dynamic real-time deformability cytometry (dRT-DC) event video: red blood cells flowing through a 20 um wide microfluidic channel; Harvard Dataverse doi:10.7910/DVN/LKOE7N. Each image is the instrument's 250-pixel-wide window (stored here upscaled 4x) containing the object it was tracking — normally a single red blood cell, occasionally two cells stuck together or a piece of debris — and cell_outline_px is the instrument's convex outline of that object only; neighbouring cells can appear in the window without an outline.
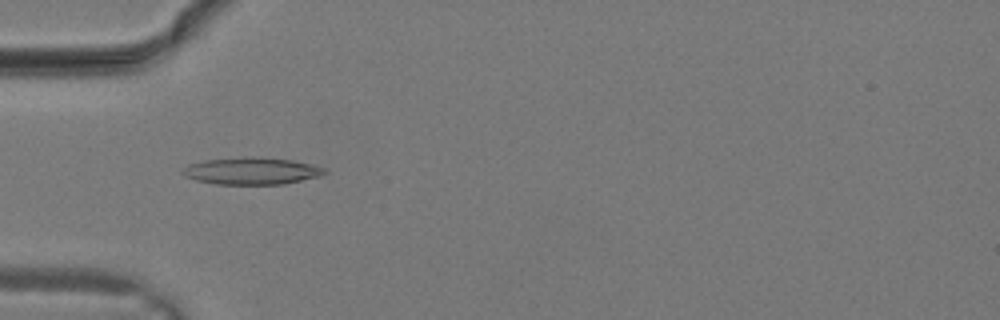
{"species": "common noctule bat (a hibernating species)", "species_latin": "Nyctalus noctula", "temperature_condition": "warm", "stored_images_in_passage": 15, "camera_frame_rate_fps": 3000, "um_per_image_px": 0.085, "animal": {"sex": "male", "body_mass_g": 19.2, "forearm_length_mm": 51.8}, "frame": {"image": 1, "passage_image": 8, "time_ms": 2.333, "image_size_px": [1000, 320], "cell_outline_px": [[328, 172], [324, 176], [284, 184], [216, 184], [196, 180], [184, 176], [180, 172], [188, 164], [204, 160], [244, 156], [256, 156], [292, 160], [324, 168]], "centroid_in_image_um": [21.39, 14.52], "position_along_channel_um": 63.6, "area_um2": 22.66}}
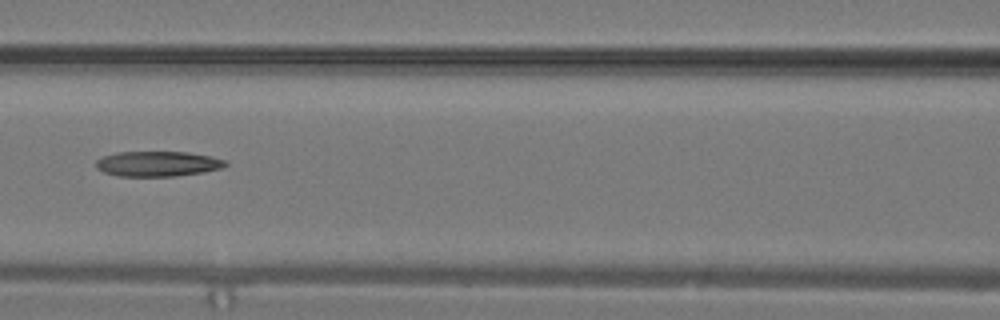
{"frame": {"image": 2, "passage_image": 12, "time_ms": 3.667, "image_size_px": [1000, 320], "cell_outline_px": [[228, 164], [220, 168], [204, 172], [176, 176], [116, 176], [104, 172], [96, 168], [96, 160], [104, 156], [116, 152], [188, 152], [228, 160]], "centroid_in_image_um": [13.4, 13.92], "position_along_channel_um": 153.2, "area_um2": 19.02}}
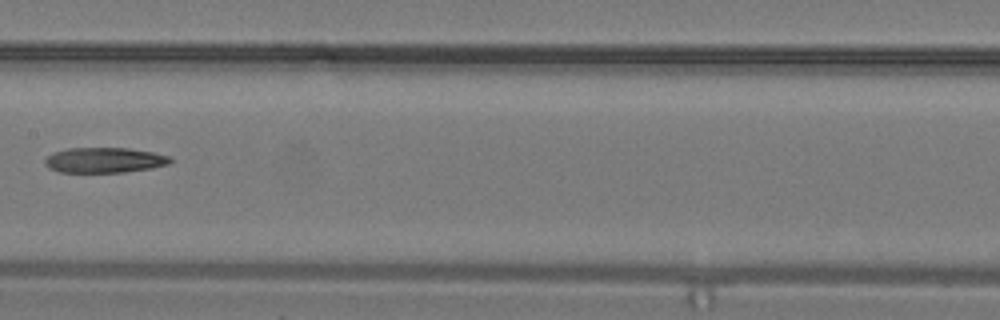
{"frame": {"image": 3, "passage_image": 14, "time_ms": 4.333, "image_size_px": [1000, 320], "cell_outline_px": [[172, 160], [168, 164], [152, 168], [124, 172], [60, 172], [48, 168], [44, 164], [44, 160], [52, 152], [68, 148], [128, 148], [152, 152], [168, 156]], "centroid_in_image_um": [8.83, 13.61], "position_along_channel_um": 198.6, "area_um2": 18.44}}